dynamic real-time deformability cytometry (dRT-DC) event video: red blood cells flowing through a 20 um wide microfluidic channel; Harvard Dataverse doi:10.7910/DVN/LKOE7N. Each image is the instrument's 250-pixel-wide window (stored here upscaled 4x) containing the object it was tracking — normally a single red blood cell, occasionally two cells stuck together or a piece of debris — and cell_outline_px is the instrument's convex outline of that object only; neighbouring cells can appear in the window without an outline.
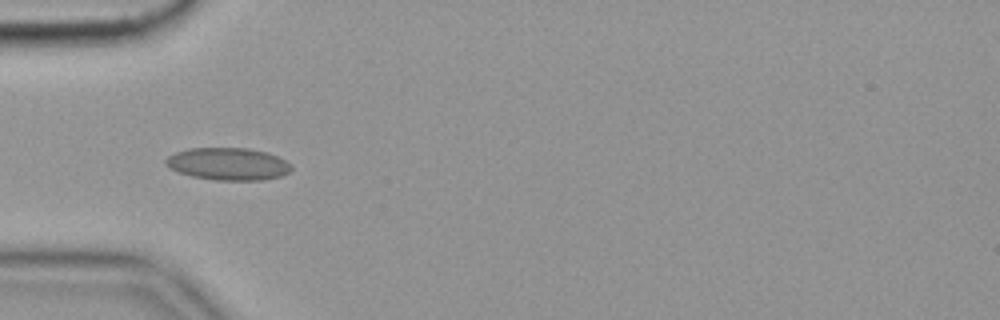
{"species": "common noctule bat (a hibernating species)", "species_latin": "Nyctalus noctula", "temperature_condition": "cold", "stored_images_in_passage": 28, "camera_frame_rate_fps": 3000, "um_per_image_px": 0.085, "animal": {"sex": "female", "body_mass_g": 19.9}, "frame": {"image": 1, "passage_image": 5, "time_ms": 1.333, "image_size_px": [1000, 320], "cell_outline_px": [[292, 168], [288, 172], [280, 176], [264, 180], [216, 180], [192, 176], [168, 168], [164, 164], [164, 160], [168, 156], [176, 152], [188, 148], [248, 148], [268, 152], [292, 164]], "centroid_in_image_um": [19.37, 13.93], "position_along_channel_um": 65.6, "area_um2": 23.76}}